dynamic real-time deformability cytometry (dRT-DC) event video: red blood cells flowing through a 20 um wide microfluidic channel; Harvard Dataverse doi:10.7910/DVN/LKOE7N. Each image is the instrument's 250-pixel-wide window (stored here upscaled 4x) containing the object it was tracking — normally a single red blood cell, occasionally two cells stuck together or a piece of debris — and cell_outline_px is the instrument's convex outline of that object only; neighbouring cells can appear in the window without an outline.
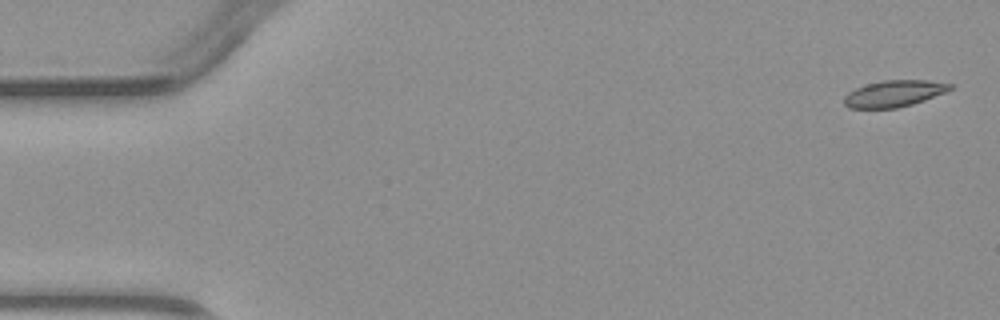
{"species": "common noctule bat (a hibernating species)", "species_latin": "Nyctalus noctula", "temperature_condition": "warm", "stored_images_in_passage": 3, "camera_frame_rate_fps": 3000, "um_per_image_px": 0.085, "animal": {"sex": "male", "body_mass_g": 23.1, "forearm_length_mm": 52.7}, "frame": {"image": 1, "passage_image": 1, "time_ms": 0.0, "image_size_px": [1000, 320], "cell_outline_px": [[956, 88], [924, 100], [912, 104], [896, 108], [848, 108], [844, 104], [844, 96], [848, 92], [856, 88], [868, 84], [884, 80], [928, 80], [956, 84]], "centroid_in_image_um": [76.05, 7.94], "position_along_channel_um": 9.0, "area_um2": 16.47}}